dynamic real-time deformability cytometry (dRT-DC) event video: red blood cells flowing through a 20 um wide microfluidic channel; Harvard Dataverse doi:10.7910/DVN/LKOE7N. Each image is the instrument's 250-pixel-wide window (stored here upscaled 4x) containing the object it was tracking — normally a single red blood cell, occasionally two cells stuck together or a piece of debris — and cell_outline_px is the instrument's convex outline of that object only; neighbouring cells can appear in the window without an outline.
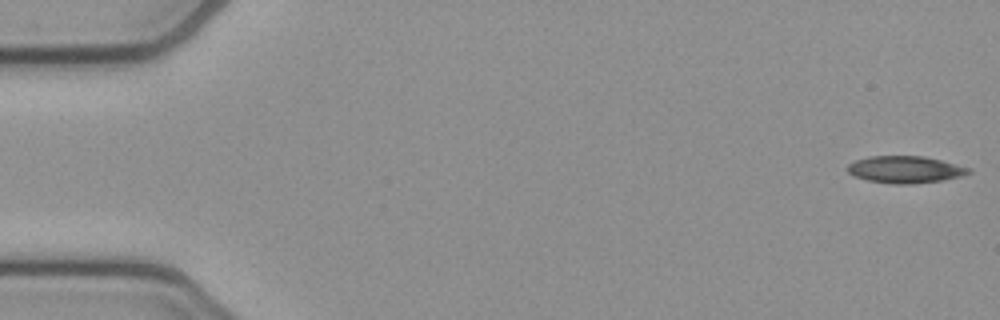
{"species": "common noctule bat (a hibernating species)", "species_latin": "Nyctalus noctula", "temperature_condition": "cold", "stored_images_in_passage": 35, "camera_frame_rate_fps": 3000, "um_per_image_px": 0.085, "animal": {"sex": "female", "body_mass_g": 21.9}, "frame": {"image": 1, "passage_image": 1, "time_ms": 0.0, "image_size_px": [1000, 320], "cell_outline_px": [[972, 172], [964, 176], [944, 180], [912, 184], [892, 184], [868, 180], [856, 176], [848, 172], [848, 164], [856, 160], [868, 156], [924, 156], [972, 168]], "centroid_in_image_um": [77.0, 14.41], "position_along_channel_um": 8.0, "area_um2": 19.13}}
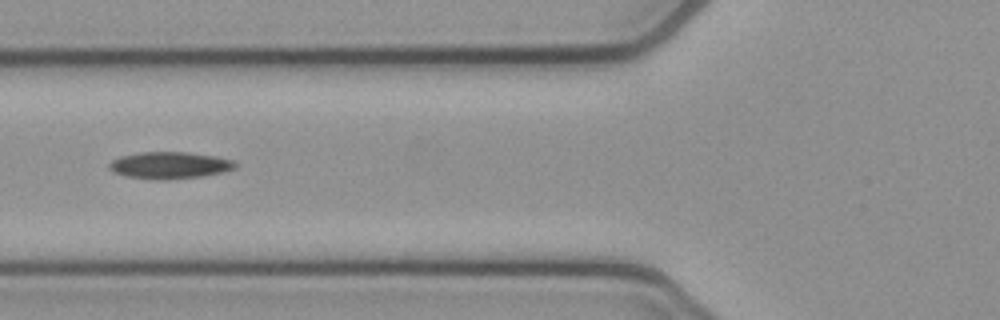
{"frame": {"image": 2, "passage_image": 20, "time_ms": 6.333, "image_size_px": [1000, 320], "cell_outline_px": [[240, 164], [236, 168], [224, 172], [200, 176], [168, 180], [160, 180], [124, 176], [112, 172], [108, 168], [108, 164], [112, 160], [120, 156], [140, 152], [188, 152], [216, 156], [236, 160]], "centroid_in_image_um": [14.45, 14.04], "position_along_channel_um": 111.3, "area_um2": 20.11}}
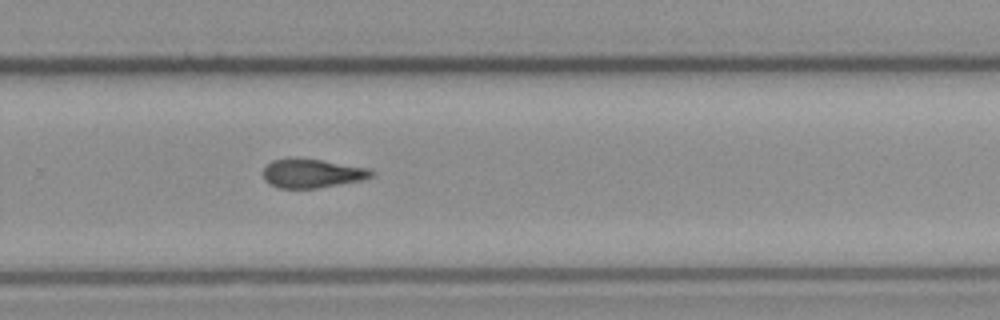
{"frame": {"image": 3, "passage_image": 35, "time_ms": 11.333, "image_size_px": [1000, 320], "cell_outline_px": [[376, 176], [364, 180], [316, 188], [280, 188], [268, 184], [264, 180], [264, 168], [272, 160], [288, 156], [320, 160], [368, 168], [376, 172]], "centroid_in_image_um": [26.53, 14.72], "position_along_channel_um": 303.3, "area_um2": 18.55}}